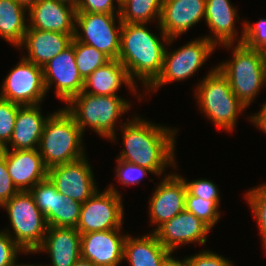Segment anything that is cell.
<instances>
[{"mask_svg": "<svg viewBox=\"0 0 266 266\" xmlns=\"http://www.w3.org/2000/svg\"><path fill=\"white\" fill-rule=\"evenodd\" d=\"M1 208H5L9 215L13 233L8 229L3 231L24 251L35 253V250L43 243L48 224L30 192H18Z\"/></svg>", "mask_w": 266, "mask_h": 266, "instance_id": "7", "label": "cell"}, {"mask_svg": "<svg viewBox=\"0 0 266 266\" xmlns=\"http://www.w3.org/2000/svg\"><path fill=\"white\" fill-rule=\"evenodd\" d=\"M36 205L45 216L48 226H54V202L58 191L47 177L29 190Z\"/></svg>", "mask_w": 266, "mask_h": 266, "instance_id": "30", "label": "cell"}, {"mask_svg": "<svg viewBox=\"0 0 266 266\" xmlns=\"http://www.w3.org/2000/svg\"><path fill=\"white\" fill-rule=\"evenodd\" d=\"M118 189L108 186L105 191L95 192L81 205L76 229L85 233L122 229L124 209Z\"/></svg>", "mask_w": 266, "mask_h": 266, "instance_id": "10", "label": "cell"}, {"mask_svg": "<svg viewBox=\"0 0 266 266\" xmlns=\"http://www.w3.org/2000/svg\"><path fill=\"white\" fill-rule=\"evenodd\" d=\"M74 53L76 66L83 80L97 68L104 66L110 59L96 48L79 42L74 37Z\"/></svg>", "mask_w": 266, "mask_h": 266, "instance_id": "28", "label": "cell"}, {"mask_svg": "<svg viewBox=\"0 0 266 266\" xmlns=\"http://www.w3.org/2000/svg\"><path fill=\"white\" fill-rule=\"evenodd\" d=\"M233 47V58L217 65L218 69L227 77L229 85L237 98L248 108L266 82L263 75L259 50L250 49L242 43Z\"/></svg>", "mask_w": 266, "mask_h": 266, "instance_id": "6", "label": "cell"}, {"mask_svg": "<svg viewBox=\"0 0 266 266\" xmlns=\"http://www.w3.org/2000/svg\"><path fill=\"white\" fill-rule=\"evenodd\" d=\"M116 2L118 6H114ZM115 8H117V14H120V1L116 0H78L76 6V13H105L115 14Z\"/></svg>", "mask_w": 266, "mask_h": 266, "instance_id": "37", "label": "cell"}, {"mask_svg": "<svg viewBox=\"0 0 266 266\" xmlns=\"http://www.w3.org/2000/svg\"><path fill=\"white\" fill-rule=\"evenodd\" d=\"M236 10L229 0H206L205 22L214 35L204 37L215 47L234 44L237 37L235 22L239 19Z\"/></svg>", "mask_w": 266, "mask_h": 266, "instance_id": "23", "label": "cell"}, {"mask_svg": "<svg viewBox=\"0 0 266 266\" xmlns=\"http://www.w3.org/2000/svg\"><path fill=\"white\" fill-rule=\"evenodd\" d=\"M22 105L0 97V149L8 148L18 109Z\"/></svg>", "mask_w": 266, "mask_h": 266, "instance_id": "33", "label": "cell"}, {"mask_svg": "<svg viewBox=\"0 0 266 266\" xmlns=\"http://www.w3.org/2000/svg\"><path fill=\"white\" fill-rule=\"evenodd\" d=\"M73 266H95V265L89 260L80 257Z\"/></svg>", "mask_w": 266, "mask_h": 266, "instance_id": "44", "label": "cell"}, {"mask_svg": "<svg viewBox=\"0 0 266 266\" xmlns=\"http://www.w3.org/2000/svg\"><path fill=\"white\" fill-rule=\"evenodd\" d=\"M43 79L46 92L55 85V94L65 103L82 92L84 80L76 66L74 38L69 47L51 59L43 67Z\"/></svg>", "mask_w": 266, "mask_h": 266, "instance_id": "13", "label": "cell"}, {"mask_svg": "<svg viewBox=\"0 0 266 266\" xmlns=\"http://www.w3.org/2000/svg\"><path fill=\"white\" fill-rule=\"evenodd\" d=\"M155 188V192L150 197L149 216L151 224H156L157 228L151 233L185 210L187 193L185 181L178 173L165 175Z\"/></svg>", "mask_w": 266, "mask_h": 266, "instance_id": "14", "label": "cell"}, {"mask_svg": "<svg viewBox=\"0 0 266 266\" xmlns=\"http://www.w3.org/2000/svg\"><path fill=\"white\" fill-rule=\"evenodd\" d=\"M115 16L105 13H76L74 37L79 42L96 48L110 60L118 59L123 23L119 14L117 18Z\"/></svg>", "mask_w": 266, "mask_h": 266, "instance_id": "9", "label": "cell"}, {"mask_svg": "<svg viewBox=\"0 0 266 266\" xmlns=\"http://www.w3.org/2000/svg\"><path fill=\"white\" fill-rule=\"evenodd\" d=\"M220 200H204L200 197L191 195L188 191L185 198V210L201 219L211 229L220 219L218 210Z\"/></svg>", "mask_w": 266, "mask_h": 266, "instance_id": "31", "label": "cell"}, {"mask_svg": "<svg viewBox=\"0 0 266 266\" xmlns=\"http://www.w3.org/2000/svg\"><path fill=\"white\" fill-rule=\"evenodd\" d=\"M46 94L43 68L22 57L5 77L0 97L22 106L41 105Z\"/></svg>", "mask_w": 266, "mask_h": 266, "instance_id": "11", "label": "cell"}, {"mask_svg": "<svg viewBox=\"0 0 266 266\" xmlns=\"http://www.w3.org/2000/svg\"><path fill=\"white\" fill-rule=\"evenodd\" d=\"M259 187H254L250 191H247L245 197L248 201L251 212L253 213L263 240V246L266 249V184H262Z\"/></svg>", "mask_w": 266, "mask_h": 266, "instance_id": "32", "label": "cell"}, {"mask_svg": "<svg viewBox=\"0 0 266 266\" xmlns=\"http://www.w3.org/2000/svg\"><path fill=\"white\" fill-rule=\"evenodd\" d=\"M64 107L85 133L87 126L102 138L117 140L115 127L117 120L129 111L131 103L120 96H99L81 92Z\"/></svg>", "mask_w": 266, "mask_h": 266, "instance_id": "4", "label": "cell"}, {"mask_svg": "<svg viewBox=\"0 0 266 266\" xmlns=\"http://www.w3.org/2000/svg\"><path fill=\"white\" fill-rule=\"evenodd\" d=\"M116 161L118 163L115 169L116 178L125 186L139 184L148 172L151 173L150 170L139 165L118 159Z\"/></svg>", "mask_w": 266, "mask_h": 266, "instance_id": "35", "label": "cell"}, {"mask_svg": "<svg viewBox=\"0 0 266 266\" xmlns=\"http://www.w3.org/2000/svg\"><path fill=\"white\" fill-rule=\"evenodd\" d=\"M189 266H233L226 257L210 250H204L194 256L187 257Z\"/></svg>", "mask_w": 266, "mask_h": 266, "instance_id": "39", "label": "cell"}, {"mask_svg": "<svg viewBox=\"0 0 266 266\" xmlns=\"http://www.w3.org/2000/svg\"><path fill=\"white\" fill-rule=\"evenodd\" d=\"M83 134L65 108L51 113L45 123L38 148L46 168L85 157Z\"/></svg>", "mask_w": 266, "mask_h": 266, "instance_id": "3", "label": "cell"}, {"mask_svg": "<svg viewBox=\"0 0 266 266\" xmlns=\"http://www.w3.org/2000/svg\"><path fill=\"white\" fill-rule=\"evenodd\" d=\"M121 229L104 230L81 235V257L95 266H118L122 263L127 234Z\"/></svg>", "mask_w": 266, "mask_h": 266, "instance_id": "16", "label": "cell"}, {"mask_svg": "<svg viewBox=\"0 0 266 266\" xmlns=\"http://www.w3.org/2000/svg\"><path fill=\"white\" fill-rule=\"evenodd\" d=\"M123 83L136 94L137 86L130 79L126 68L118 59H114L97 68L84 80L82 92L99 96H118L117 91Z\"/></svg>", "mask_w": 266, "mask_h": 266, "instance_id": "24", "label": "cell"}, {"mask_svg": "<svg viewBox=\"0 0 266 266\" xmlns=\"http://www.w3.org/2000/svg\"><path fill=\"white\" fill-rule=\"evenodd\" d=\"M82 203L57 193L54 202V226L76 228Z\"/></svg>", "mask_w": 266, "mask_h": 266, "instance_id": "29", "label": "cell"}, {"mask_svg": "<svg viewBox=\"0 0 266 266\" xmlns=\"http://www.w3.org/2000/svg\"><path fill=\"white\" fill-rule=\"evenodd\" d=\"M18 192L8 173L6 158L0 153V207Z\"/></svg>", "mask_w": 266, "mask_h": 266, "instance_id": "40", "label": "cell"}, {"mask_svg": "<svg viewBox=\"0 0 266 266\" xmlns=\"http://www.w3.org/2000/svg\"><path fill=\"white\" fill-rule=\"evenodd\" d=\"M6 158L8 173L19 192L29 191L47 178L48 169L38 149L0 150Z\"/></svg>", "mask_w": 266, "mask_h": 266, "instance_id": "18", "label": "cell"}, {"mask_svg": "<svg viewBox=\"0 0 266 266\" xmlns=\"http://www.w3.org/2000/svg\"><path fill=\"white\" fill-rule=\"evenodd\" d=\"M170 252L164 259L162 266H189L188 258L186 257L183 260H178V258L174 259Z\"/></svg>", "mask_w": 266, "mask_h": 266, "instance_id": "42", "label": "cell"}, {"mask_svg": "<svg viewBox=\"0 0 266 266\" xmlns=\"http://www.w3.org/2000/svg\"><path fill=\"white\" fill-rule=\"evenodd\" d=\"M19 4L23 5L27 10L33 6L38 0H15Z\"/></svg>", "mask_w": 266, "mask_h": 266, "instance_id": "45", "label": "cell"}, {"mask_svg": "<svg viewBox=\"0 0 266 266\" xmlns=\"http://www.w3.org/2000/svg\"><path fill=\"white\" fill-rule=\"evenodd\" d=\"M162 0H122L120 19L122 23L148 24L160 20Z\"/></svg>", "mask_w": 266, "mask_h": 266, "instance_id": "27", "label": "cell"}, {"mask_svg": "<svg viewBox=\"0 0 266 266\" xmlns=\"http://www.w3.org/2000/svg\"><path fill=\"white\" fill-rule=\"evenodd\" d=\"M5 266H36V265H33V264H18L17 263V259Z\"/></svg>", "mask_w": 266, "mask_h": 266, "instance_id": "47", "label": "cell"}, {"mask_svg": "<svg viewBox=\"0 0 266 266\" xmlns=\"http://www.w3.org/2000/svg\"><path fill=\"white\" fill-rule=\"evenodd\" d=\"M57 1L67 3L69 5H72L75 8H76V6L78 4V0H57Z\"/></svg>", "mask_w": 266, "mask_h": 266, "instance_id": "46", "label": "cell"}, {"mask_svg": "<svg viewBox=\"0 0 266 266\" xmlns=\"http://www.w3.org/2000/svg\"><path fill=\"white\" fill-rule=\"evenodd\" d=\"M210 230L201 219L184 210L162 224L154 234L166 249L173 252L179 246L192 242L205 245Z\"/></svg>", "mask_w": 266, "mask_h": 266, "instance_id": "15", "label": "cell"}, {"mask_svg": "<svg viewBox=\"0 0 266 266\" xmlns=\"http://www.w3.org/2000/svg\"><path fill=\"white\" fill-rule=\"evenodd\" d=\"M47 177L59 193L81 203L98 191L92 167L86 156L48 169Z\"/></svg>", "mask_w": 266, "mask_h": 266, "instance_id": "12", "label": "cell"}, {"mask_svg": "<svg viewBox=\"0 0 266 266\" xmlns=\"http://www.w3.org/2000/svg\"><path fill=\"white\" fill-rule=\"evenodd\" d=\"M195 99L204 115L218 129L232 132L246 107L233 93L227 77L216 66L199 82Z\"/></svg>", "mask_w": 266, "mask_h": 266, "instance_id": "5", "label": "cell"}, {"mask_svg": "<svg viewBox=\"0 0 266 266\" xmlns=\"http://www.w3.org/2000/svg\"><path fill=\"white\" fill-rule=\"evenodd\" d=\"M145 26L146 24L123 23L118 60L126 68L130 79L135 84L134 78L140 79L146 90L161 73L166 46H170L176 37L169 39L158 26L162 37L160 39Z\"/></svg>", "mask_w": 266, "mask_h": 266, "instance_id": "2", "label": "cell"}, {"mask_svg": "<svg viewBox=\"0 0 266 266\" xmlns=\"http://www.w3.org/2000/svg\"><path fill=\"white\" fill-rule=\"evenodd\" d=\"M28 27L75 34L76 8L57 0H38L28 10Z\"/></svg>", "mask_w": 266, "mask_h": 266, "instance_id": "19", "label": "cell"}, {"mask_svg": "<svg viewBox=\"0 0 266 266\" xmlns=\"http://www.w3.org/2000/svg\"><path fill=\"white\" fill-rule=\"evenodd\" d=\"M197 39L186 43L173 52H168V47L165 49L161 73L146 89L148 92L153 90L154 93L164 84L185 80L195 75V72L205 64L208 57L216 49L206 37Z\"/></svg>", "mask_w": 266, "mask_h": 266, "instance_id": "8", "label": "cell"}, {"mask_svg": "<svg viewBox=\"0 0 266 266\" xmlns=\"http://www.w3.org/2000/svg\"><path fill=\"white\" fill-rule=\"evenodd\" d=\"M25 10L15 0H0V37L17 48L22 44L28 26Z\"/></svg>", "mask_w": 266, "mask_h": 266, "instance_id": "26", "label": "cell"}, {"mask_svg": "<svg viewBox=\"0 0 266 266\" xmlns=\"http://www.w3.org/2000/svg\"><path fill=\"white\" fill-rule=\"evenodd\" d=\"M186 184L187 191L193 195L200 197L204 200H220L219 190L217 186L208 179H197L187 182L183 178Z\"/></svg>", "mask_w": 266, "mask_h": 266, "instance_id": "36", "label": "cell"}, {"mask_svg": "<svg viewBox=\"0 0 266 266\" xmlns=\"http://www.w3.org/2000/svg\"><path fill=\"white\" fill-rule=\"evenodd\" d=\"M39 105H25L18 109L12 137L11 148L0 150L38 149L45 123L50 115L44 117Z\"/></svg>", "mask_w": 266, "mask_h": 266, "instance_id": "22", "label": "cell"}, {"mask_svg": "<svg viewBox=\"0 0 266 266\" xmlns=\"http://www.w3.org/2000/svg\"><path fill=\"white\" fill-rule=\"evenodd\" d=\"M154 233H148L141 238L127 236L124 241L123 259L130 266H162L165 257L170 253Z\"/></svg>", "mask_w": 266, "mask_h": 266, "instance_id": "25", "label": "cell"}, {"mask_svg": "<svg viewBox=\"0 0 266 266\" xmlns=\"http://www.w3.org/2000/svg\"><path fill=\"white\" fill-rule=\"evenodd\" d=\"M259 53H260V56H261V63H262L264 79L266 81V47L261 48L259 50Z\"/></svg>", "mask_w": 266, "mask_h": 266, "instance_id": "43", "label": "cell"}, {"mask_svg": "<svg viewBox=\"0 0 266 266\" xmlns=\"http://www.w3.org/2000/svg\"><path fill=\"white\" fill-rule=\"evenodd\" d=\"M33 253L24 251L5 231H0V266H5L17 259L18 253Z\"/></svg>", "mask_w": 266, "mask_h": 266, "instance_id": "38", "label": "cell"}, {"mask_svg": "<svg viewBox=\"0 0 266 266\" xmlns=\"http://www.w3.org/2000/svg\"><path fill=\"white\" fill-rule=\"evenodd\" d=\"M261 107L262 108L257 114L254 113L252 116L248 117H251L249 120L256 126V128H259V130L261 129V131L266 133V102L263 103Z\"/></svg>", "mask_w": 266, "mask_h": 266, "instance_id": "41", "label": "cell"}, {"mask_svg": "<svg viewBox=\"0 0 266 266\" xmlns=\"http://www.w3.org/2000/svg\"><path fill=\"white\" fill-rule=\"evenodd\" d=\"M49 253L51 266H73L81 257V234L73 227L48 226L35 252Z\"/></svg>", "mask_w": 266, "mask_h": 266, "instance_id": "20", "label": "cell"}, {"mask_svg": "<svg viewBox=\"0 0 266 266\" xmlns=\"http://www.w3.org/2000/svg\"><path fill=\"white\" fill-rule=\"evenodd\" d=\"M75 34H64L55 31L32 29L27 30L20 49L26 47L27 54L23 58L43 67L51 59L69 47Z\"/></svg>", "mask_w": 266, "mask_h": 266, "instance_id": "21", "label": "cell"}, {"mask_svg": "<svg viewBox=\"0 0 266 266\" xmlns=\"http://www.w3.org/2000/svg\"><path fill=\"white\" fill-rule=\"evenodd\" d=\"M242 26L241 37L239 36L236 40L238 44L242 43L255 50L266 47V18L260 19L253 25L245 20Z\"/></svg>", "mask_w": 266, "mask_h": 266, "instance_id": "34", "label": "cell"}, {"mask_svg": "<svg viewBox=\"0 0 266 266\" xmlns=\"http://www.w3.org/2000/svg\"><path fill=\"white\" fill-rule=\"evenodd\" d=\"M206 0H162L159 26L170 39L205 19Z\"/></svg>", "mask_w": 266, "mask_h": 266, "instance_id": "17", "label": "cell"}, {"mask_svg": "<svg viewBox=\"0 0 266 266\" xmlns=\"http://www.w3.org/2000/svg\"><path fill=\"white\" fill-rule=\"evenodd\" d=\"M151 122L135 116L119 125L124 149L116 159L147 168L151 174L160 177L168 165L176 167L174 149L177 129Z\"/></svg>", "mask_w": 266, "mask_h": 266, "instance_id": "1", "label": "cell"}]
</instances>
